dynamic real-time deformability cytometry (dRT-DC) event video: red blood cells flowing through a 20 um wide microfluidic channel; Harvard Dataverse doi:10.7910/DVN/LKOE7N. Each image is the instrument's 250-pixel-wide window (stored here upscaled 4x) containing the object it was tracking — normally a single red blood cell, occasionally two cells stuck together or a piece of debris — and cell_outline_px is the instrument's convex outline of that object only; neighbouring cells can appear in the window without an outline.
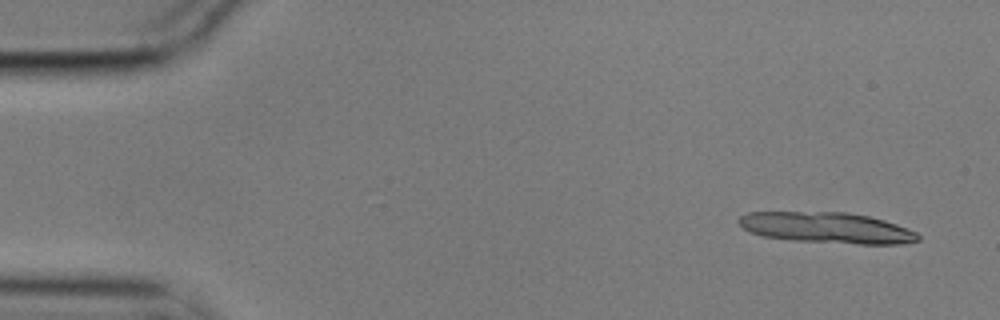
{"species": "common noctule bat (a hibernating species)", "species_latin": "Nyctalus noctula", "temperature_condition": "cold", "stored_images_in_passage": 5, "camera_frame_rate_fps": 3000, "um_per_image_px": 0.085, "animal": {"sex": "male", "body_mass_g": 17.9}, "frame": {"image": 1, "passage_image": 1, "time_ms": 0.0, "image_size_px": [1000, 320], "cell_outline_px": [[920, 240], [904, 244], [860, 244], [792, 240], [764, 236], [752, 232], [744, 228], [736, 220], [740, 216], [748, 212], [848, 212], [868, 216], [884, 220], [896, 224], [916, 232], [920, 236]], "centroid_in_image_um": [70.31, 19.36], "position_along_channel_um": 14.7, "area_um2": 32.19}}
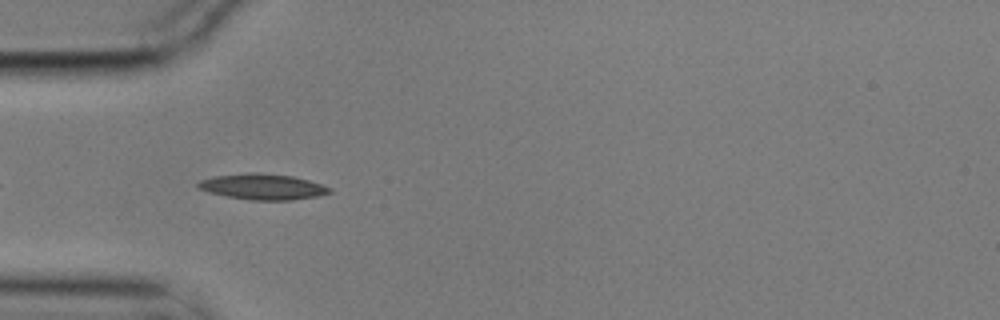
{"frame": {"image": 2, "passage_image": 5, "time_ms": 1.333, "image_size_px": [1000, 320], "cell_outline_px": [[332, 192], [316, 196], [292, 200], [252, 200], [228, 196], [208, 192], [200, 188], [196, 184], [200, 180], [216, 176], [248, 172], [256, 172], [292, 176], [308, 180], [332, 188]], "centroid_in_image_um": [22.34, 15.86], "position_along_channel_um": 62.7, "area_um2": 19.54}}